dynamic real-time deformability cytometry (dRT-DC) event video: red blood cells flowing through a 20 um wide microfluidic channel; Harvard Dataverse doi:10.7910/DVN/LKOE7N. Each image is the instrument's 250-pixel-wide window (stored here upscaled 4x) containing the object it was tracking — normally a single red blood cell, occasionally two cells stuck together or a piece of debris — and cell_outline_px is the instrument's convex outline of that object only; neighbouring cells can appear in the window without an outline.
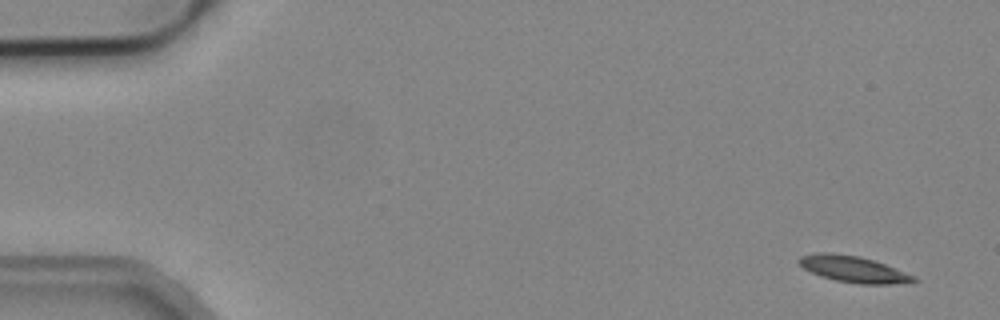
{"species": "common noctule bat (a hibernating species)", "species_latin": "Nyctalus noctula", "temperature_condition": "cold", "stored_images_in_passage": 7, "camera_frame_rate_fps": 3000, "um_per_image_px": 0.085, "animal": {"sex": "male", "body_mass_g": 19.2, "forearm_length_mm": 51.8}, "frame": {"image": 1, "passage_image": 1, "time_ms": 0.0, "image_size_px": [1000, 320], "cell_outline_px": [[920, 280], [892, 284], [860, 284], [836, 280], [820, 276], [804, 268], [796, 260], [800, 256], [816, 252], [832, 252], [860, 256], [884, 264], [916, 276]], "centroid_in_image_um": [72.51, 22.86], "position_along_channel_um": 12.5, "area_um2": 17.57}}
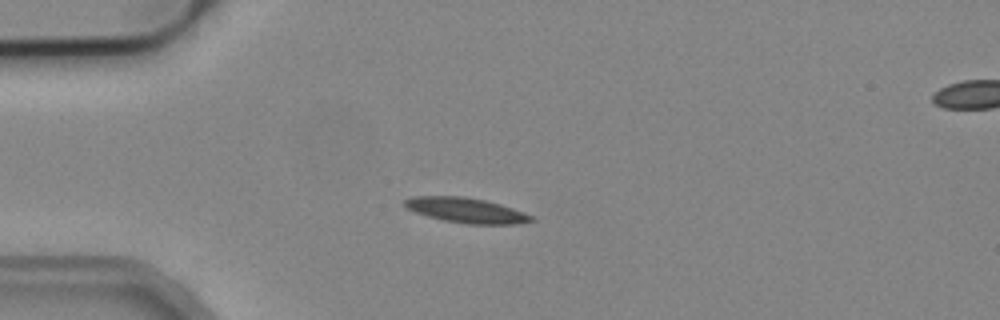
{"frame": {"image": 2, "passage_image": 4, "time_ms": 1.0, "image_size_px": [1000, 320], "cell_outline_px": [[536, 220], [516, 224], [468, 224], [444, 220], [428, 216], [416, 212], [408, 208], [404, 204], [404, 200], [412, 196], [460, 196], [484, 200], [500, 204], [512, 208], [532, 216]], "centroid_in_image_um": [39.63, 17.87], "position_along_channel_um": 45.4, "area_um2": 18.21}}